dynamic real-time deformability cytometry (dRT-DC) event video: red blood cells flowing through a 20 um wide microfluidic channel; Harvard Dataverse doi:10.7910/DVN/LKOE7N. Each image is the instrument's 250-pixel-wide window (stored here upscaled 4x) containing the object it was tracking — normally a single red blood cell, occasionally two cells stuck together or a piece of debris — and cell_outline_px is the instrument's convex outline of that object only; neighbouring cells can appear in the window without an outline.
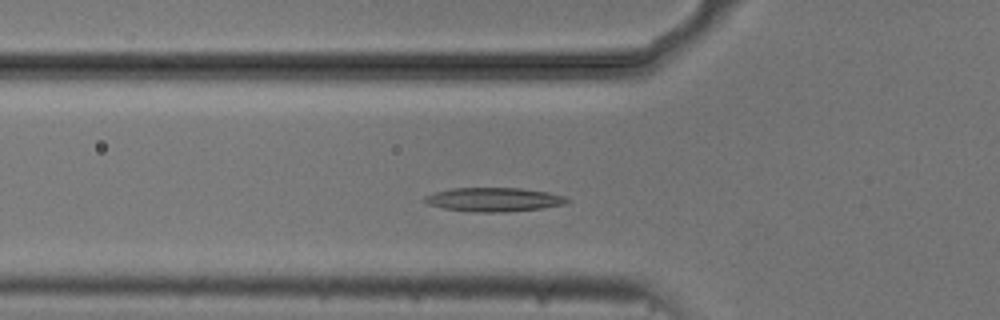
{"species": "common noctule bat (a hibernating species)", "species_latin": "Nyctalus noctula", "temperature_condition": "cold", "stored_images_in_passage": 48, "camera_frame_rate_fps": 3000, "um_per_image_px": 0.085, "animal": {"sex": "male", "body_mass_g": 20.5, "forearm_length_mm": 52.5}, "frame": {"image": 1, "passage_image": 12, "time_ms": 3.667, "image_size_px": [1000, 320], "cell_outline_px": [[572, 200], [564, 204], [540, 208], [504, 212], [476, 212], [444, 208], [428, 204], [424, 200], [424, 196], [436, 192], [452, 188], [520, 188], [548, 192], [564, 196]], "centroid_in_image_um": [41.99, 16.96], "position_along_channel_um": 83.8, "area_um2": 19.65}}
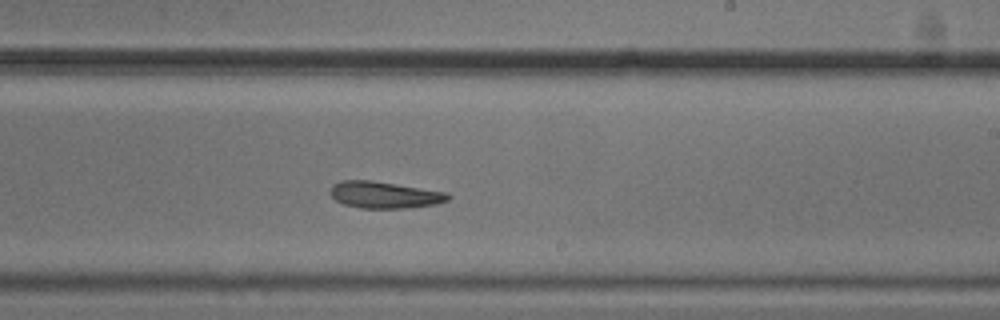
{"frame": {"image": 2, "passage_image": 26, "time_ms": 8.333, "image_size_px": [1000, 320], "cell_outline_px": [[452, 196], [448, 200], [436, 204], [404, 208], [360, 208], [344, 204], [336, 200], [328, 192], [332, 184], [340, 180], [372, 180], [448, 192]], "centroid_in_image_um": [32.67, 16.55], "position_along_channel_um": 256.3, "area_um2": 18.5}}
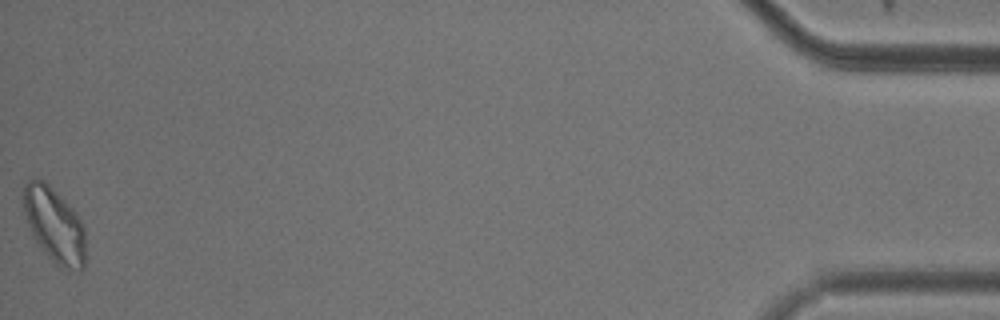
{"frame": {"image": 3, "passage_image": 48, "time_ms": 15.667, "image_size_px": [1000, 320], "cell_outline_px": [[84, 268], [80, 272], [64, 268], [56, 264], [44, 252], [32, 236], [24, 212], [20, 196], [24, 184], [28, 180], [36, 176], [44, 180], [76, 212], [84, 228]], "centroid_in_image_um": [4.57, 19.08], "position_along_channel_um": 430.6, "area_um2": 27.4}}